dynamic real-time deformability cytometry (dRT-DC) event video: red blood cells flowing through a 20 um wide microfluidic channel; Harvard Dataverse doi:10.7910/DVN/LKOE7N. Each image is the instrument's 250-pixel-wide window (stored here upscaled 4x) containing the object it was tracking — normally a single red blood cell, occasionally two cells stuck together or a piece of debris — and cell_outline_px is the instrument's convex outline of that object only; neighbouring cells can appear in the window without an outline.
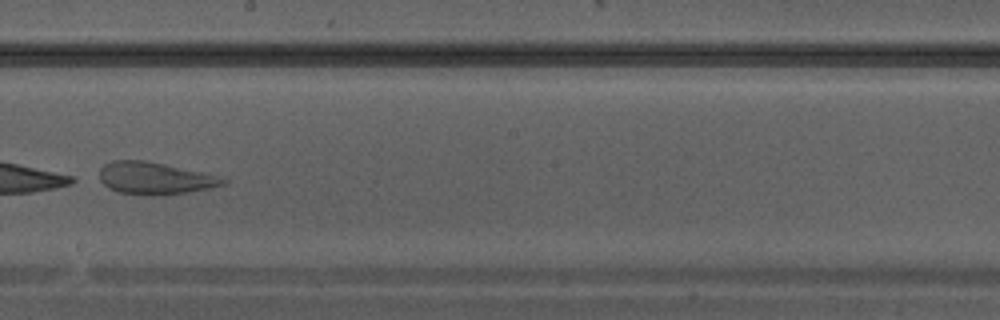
{"species": "Egyptian fruit bat (a non-hibernating species)", "species_latin": "Rousettus aegyptiacus", "temperature_condition": "warm", "stored_images_in_passage": 25, "camera_frame_rate_fps": 3000, "um_per_image_px": 0.085, "animal": {"sex": "male"}, "frame": {"image": 1, "passage_image": 11, "time_ms": 3.333, "image_size_px": [1000, 320], "cell_outline_px": [[228, 180], [224, 184], [208, 188], [188, 192], [152, 196], [120, 192], [108, 188], [100, 180], [100, 168], [104, 164], [112, 160], [144, 160], [208, 172]], "centroid_in_image_um": [13.17, 15.14], "position_along_channel_um": 235.0, "area_um2": 23.29}}